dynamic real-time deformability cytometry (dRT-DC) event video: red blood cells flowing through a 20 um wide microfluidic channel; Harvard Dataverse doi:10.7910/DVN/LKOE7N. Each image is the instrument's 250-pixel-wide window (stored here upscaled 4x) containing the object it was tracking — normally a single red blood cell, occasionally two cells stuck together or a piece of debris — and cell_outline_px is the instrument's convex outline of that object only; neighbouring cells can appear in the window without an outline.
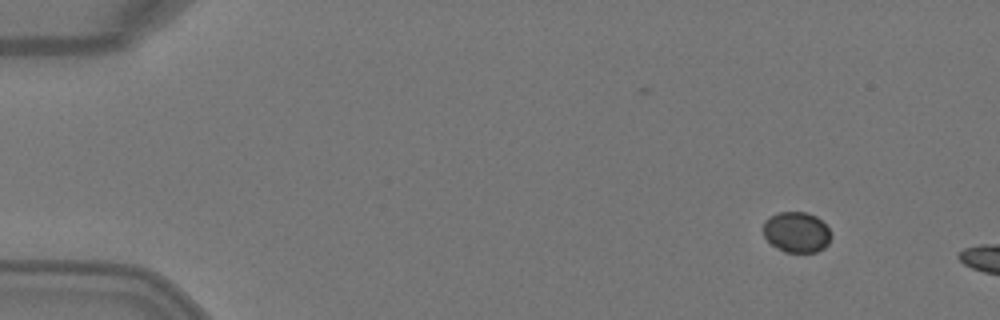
{"species": "Egyptian fruit bat (a non-hibernating species)", "species_latin": "Rousettus aegyptiacus", "temperature_condition": "warm", "stored_images_in_passage": 4, "camera_frame_rate_fps": 3000, "um_per_image_px": 0.085, "animal": {"sex": "female"}, "frame": {"image": 1, "passage_image": 1, "time_ms": 0.0, "image_size_px": [1000, 320], "cell_outline_px": [[832, 236], [828, 244], [824, 248], [816, 252], [784, 252], [772, 244], [764, 236], [764, 220], [768, 216], [776, 212], [808, 212], [816, 216], [828, 228]], "centroid_in_image_um": [67.71, 19.72], "position_along_channel_um": 17.3, "area_um2": 16.13}}